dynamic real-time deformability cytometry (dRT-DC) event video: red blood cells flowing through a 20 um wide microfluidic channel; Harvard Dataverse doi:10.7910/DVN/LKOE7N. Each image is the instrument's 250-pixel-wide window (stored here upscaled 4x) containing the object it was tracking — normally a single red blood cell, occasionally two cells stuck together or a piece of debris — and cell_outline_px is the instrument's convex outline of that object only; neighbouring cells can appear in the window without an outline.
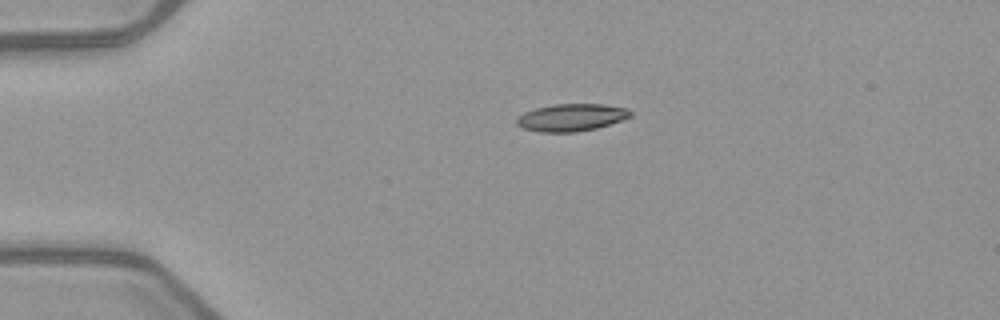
{"species": "common noctule bat (a hibernating species)", "species_latin": "Nyctalus noctula", "temperature_condition": "warm", "stored_images_in_passage": 2, "camera_frame_rate_fps": 3000, "um_per_image_px": 0.085, "animal": {"sex": "female", "body_mass_g": 21.9}, "frame": {"image": 1, "passage_image": 1, "time_ms": 0.0, "image_size_px": [1000, 320], "cell_outline_px": [[632, 116], [596, 128], [576, 132], [540, 132], [524, 128], [516, 124], [516, 120], [524, 112], [536, 108], [556, 104], [604, 104], [624, 108], [632, 112]], "centroid_in_image_um": [48.55, 9.98], "position_along_channel_um": 36.4, "area_um2": 17.86}}
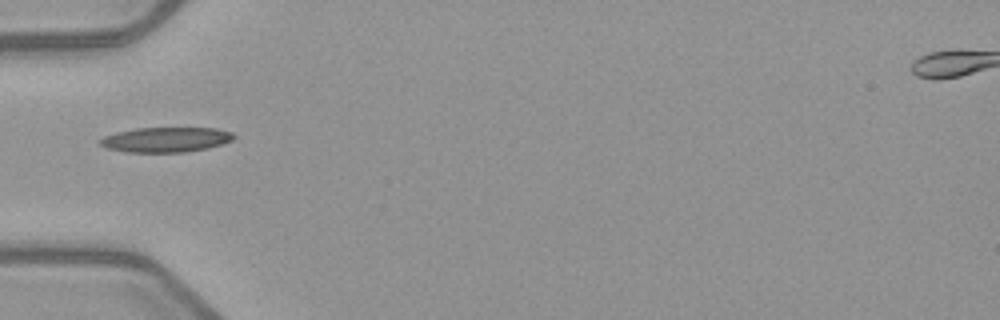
{"frame": {"image": 2, "passage_image": 2, "time_ms": 2.0, "image_size_px": [1000, 320], "cell_outline_px": [[236, 136], [232, 140], [208, 148], [184, 152], [124, 152], [104, 148], [100, 144], [100, 140], [104, 136], [116, 132], [136, 128], [216, 128], [232, 132]], "centroid_in_image_um": [14.07, 11.87], "position_along_channel_um": 70.9, "area_um2": 19.48}}